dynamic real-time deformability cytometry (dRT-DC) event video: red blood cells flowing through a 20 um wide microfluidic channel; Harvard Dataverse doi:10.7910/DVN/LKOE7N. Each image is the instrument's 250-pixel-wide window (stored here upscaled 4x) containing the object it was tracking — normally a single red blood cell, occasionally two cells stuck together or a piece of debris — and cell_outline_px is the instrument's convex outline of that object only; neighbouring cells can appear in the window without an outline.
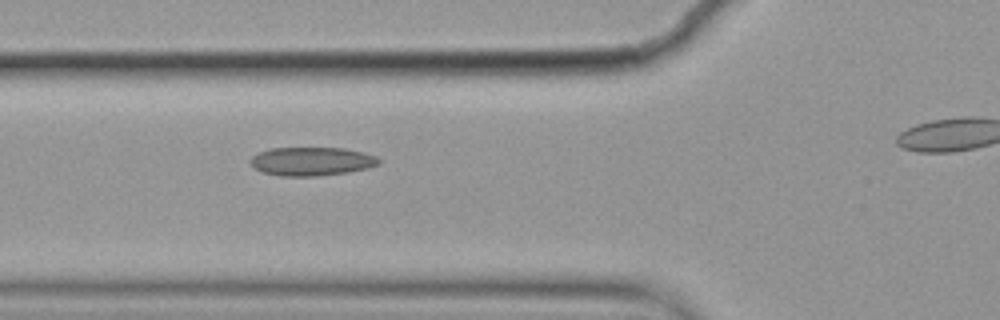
{"species": "common noctule bat (a hibernating species)", "species_latin": "Nyctalus noctula", "temperature_condition": "cold", "stored_images_in_passage": 5, "segment_of_instrument_passage": [1, 2], "camera_frame_rate_fps": 3000, "um_per_image_px": 0.085, "animal": {"sex": "female", "body_mass_g": 19.9}, "frame": {"image": 1, "passage_image": 4, "time_ms": 1.0, "image_size_px": [1000, 320], "cell_outline_px": [[380, 164], [368, 168], [348, 172], [316, 176], [280, 176], [264, 172], [256, 168], [248, 160], [256, 152], [268, 148], [344, 148], [364, 152], [376, 156], [380, 160]], "centroid_in_image_um": [26.48, 13.7], "position_along_channel_um": 99.3, "area_um2": 21.5}}